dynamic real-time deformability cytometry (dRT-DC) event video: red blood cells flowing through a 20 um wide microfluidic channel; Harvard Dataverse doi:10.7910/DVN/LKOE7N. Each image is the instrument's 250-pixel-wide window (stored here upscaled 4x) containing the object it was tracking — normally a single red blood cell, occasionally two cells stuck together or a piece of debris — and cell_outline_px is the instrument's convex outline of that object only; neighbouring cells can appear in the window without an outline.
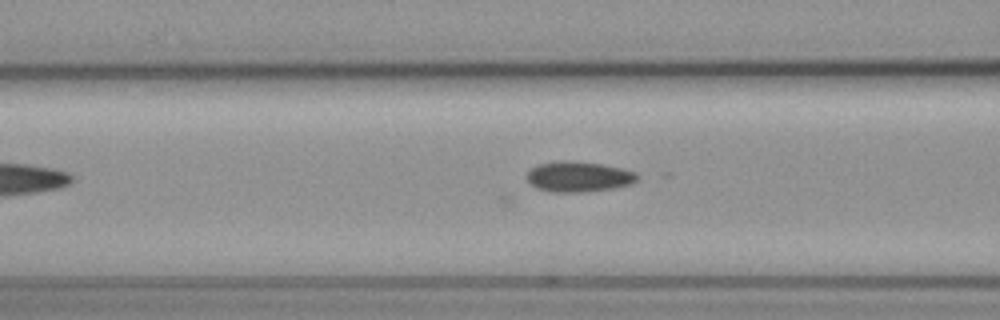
{"species": "common noctule bat (a hibernating species)", "species_latin": "Nyctalus noctula", "temperature_condition": "cold", "stored_images_in_passage": 55, "camera_frame_rate_fps": 3000, "um_per_image_px": 0.085, "animal": {"sex": "female", "body_mass_g": 19.3, "forearm_length_mm": 54.1}, "frame": {"image": 1, "passage_image": 19, "time_ms": 6.0, "image_size_px": [1000, 320], "cell_outline_px": [[640, 180], [632, 184], [612, 188], [584, 192], [552, 192], [536, 188], [528, 180], [528, 172], [536, 164], [556, 160], [572, 160], [600, 164], [620, 168], [636, 172], [640, 176]], "centroid_in_image_um": [49.21, 15.01], "position_along_channel_um": 117.4, "area_um2": 19.77}}
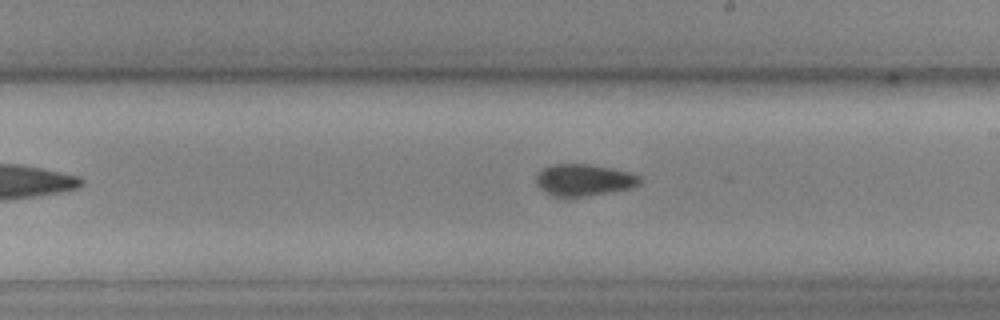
{"frame": {"image": 2, "passage_image": 29, "time_ms": 9.333, "image_size_px": [1000, 320], "cell_outline_px": [[640, 184], [632, 188], [568, 200], [552, 196], [540, 188], [536, 184], [536, 176], [544, 168], [552, 164], [588, 164], [612, 168], [628, 172], [640, 176]], "centroid_in_image_um": [49.61, 15.34], "position_along_channel_um": 239.4, "area_um2": 19.65}}
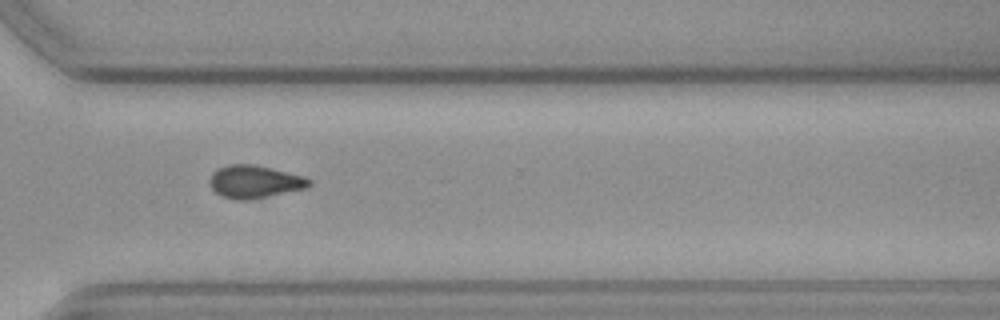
{"frame": {"image": 3, "passage_image": 38, "time_ms": 12.333, "image_size_px": [1000, 320], "cell_outline_px": [[312, 184], [308, 188], [252, 200], [236, 200], [220, 196], [208, 184], [208, 180], [212, 172], [216, 168], [228, 164], [252, 164], [304, 176], [312, 180]], "centroid_in_image_um": [21.62, 15.46], "position_along_channel_um": 349.0, "area_um2": 19.36}}